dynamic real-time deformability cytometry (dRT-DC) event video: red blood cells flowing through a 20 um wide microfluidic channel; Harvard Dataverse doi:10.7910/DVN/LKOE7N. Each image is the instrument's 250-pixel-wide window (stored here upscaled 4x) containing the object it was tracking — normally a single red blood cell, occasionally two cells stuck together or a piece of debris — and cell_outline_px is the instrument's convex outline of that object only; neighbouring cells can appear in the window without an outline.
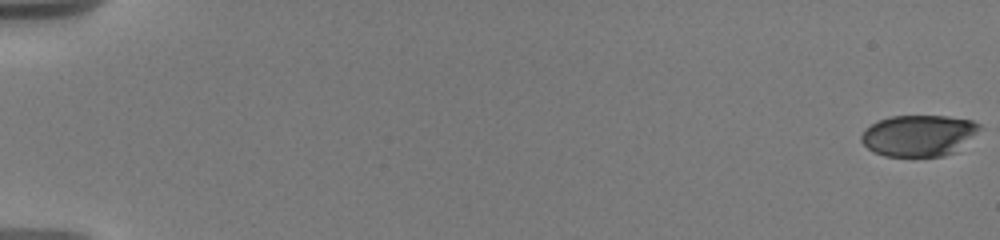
{"species": "human", "species_latin": "Homo sapiens", "temperature_condition": "warm", "stored_images_in_passage": 28, "camera_frame_rate_fps": 3000, "um_per_image_px": 0.085, "donor": {"sex": "male"}, "frame": {"image": 1, "passage_image": 1, "time_ms": 0.0, "image_size_px": [1000, 240], "cell_outline_px": [[984, 128], [956, 152], [944, 156], [884, 156], [868, 148], [860, 140], [860, 136], [864, 128], [880, 120], [892, 116], [948, 116], [972, 120], [980, 124]], "centroid_in_image_um": [78.14, 11.52], "position_along_channel_um": 6.9, "area_um2": 28.73}}
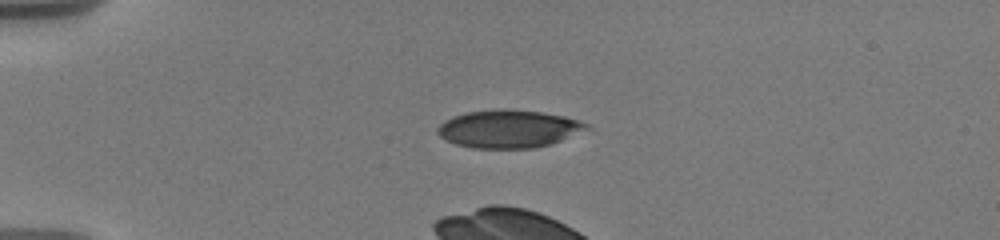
{"frame": {"image": 2, "passage_image": 9, "time_ms": 5.0, "image_size_px": [1000, 240], "cell_outline_px": [[592, 128], [552, 144], [536, 148], [472, 148], [456, 144], [444, 140], [436, 132], [436, 128], [444, 120], [452, 116], [468, 112], [504, 108], [540, 112], [564, 116], [580, 120], [588, 124]], "centroid_in_image_um": [43.24, 10.96], "position_along_channel_um": 41.8, "area_um2": 33.18}}